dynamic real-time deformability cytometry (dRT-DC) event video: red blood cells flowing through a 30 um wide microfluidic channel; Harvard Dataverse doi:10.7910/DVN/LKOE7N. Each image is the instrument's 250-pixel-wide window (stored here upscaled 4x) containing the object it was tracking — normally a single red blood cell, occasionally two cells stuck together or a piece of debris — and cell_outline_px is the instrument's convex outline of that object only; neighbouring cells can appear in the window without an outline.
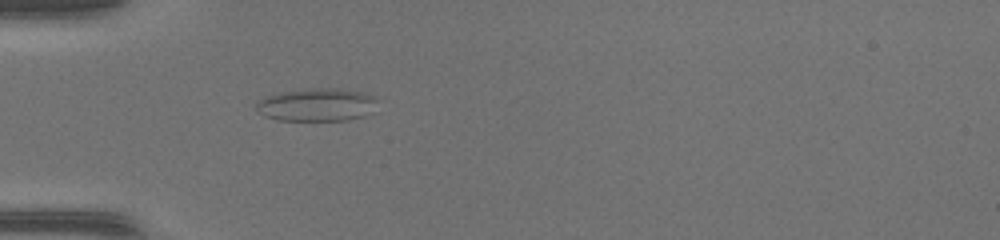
{"species": "common noctule bat (a hibernating species)", "species_latin": "Nyctalus noctula", "temperature_condition": "warm", "stored_images_in_passage": 32, "camera_frame_rate_fps": 3000, "um_per_image_px": 0.085, "animal": {"sex": "female", "body_mass_g": 17.0, "forearm_length_mm": 48.0}, "frame": {"image": 1, "passage_image": 1, "time_ms": 0.0, "image_size_px": [1000, 240], "cell_outline_px": [[376, 112], [364, 116], [348, 120], [276, 120], [264, 116], [256, 112], [256, 100], [264, 96], [280, 92], [308, 88], [340, 88], [360, 92], [376, 96]], "centroid_in_image_um": [26.92, 8.9], "position_along_channel_um": 58.1, "area_um2": 23.81}}
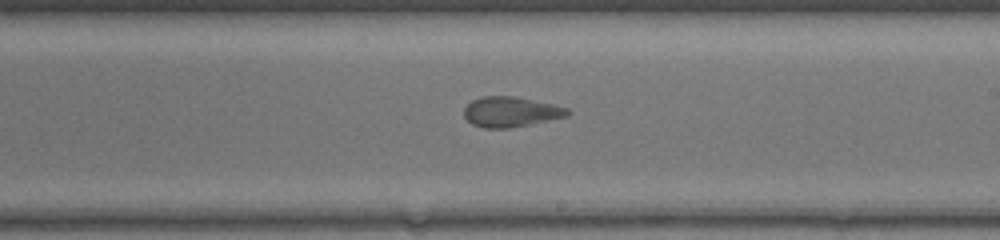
{"frame": {"image": 2, "passage_image": 15, "time_ms": 4.667, "image_size_px": [1000, 240], "cell_outline_px": [[572, 112], [568, 116], [508, 128], [484, 128], [472, 124], [464, 116], [464, 108], [472, 100], [484, 96], [512, 96], [552, 104], [568, 108]], "centroid_in_image_um": [43.41, 9.51], "position_along_channel_um": 245.6, "area_um2": 17.98}}
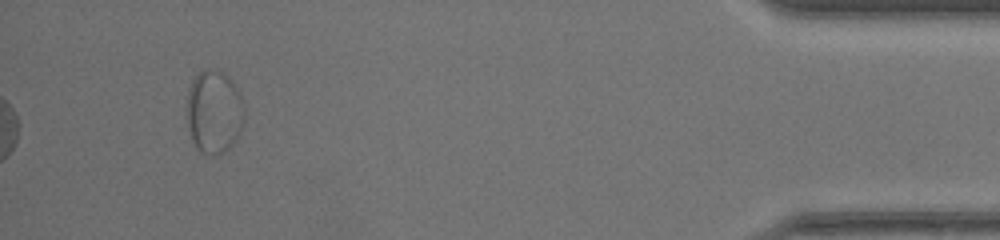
{"frame": {"image": 3, "passage_image": 32, "time_ms": 10.333, "image_size_px": [1000, 240], "cell_outline_px": [[244, 124], [236, 140], [224, 152], [216, 156], [212, 156], [200, 152], [196, 148], [192, 140], [184, 116], [188, 88], [192, 80], [204, 68], [220, 72], [228, 76], [232, 80], [240, 92], [244, 104]], "centroid_in_image_um": [18.17, 9.53], "position_along_channel_um": 417.0, "area_um2": 28.73}, "authors_computed_cell_mechanics": {"area_um2": 18.5249, "velocity_mm_per_s": 4.1807, "shape_relaxation_time_tau1_ms": null, "shape_relaxation_time_tau2_ms": 1.3203, "deformation_change_tau1": null, "deformation_change_tau2": 0.0821}}